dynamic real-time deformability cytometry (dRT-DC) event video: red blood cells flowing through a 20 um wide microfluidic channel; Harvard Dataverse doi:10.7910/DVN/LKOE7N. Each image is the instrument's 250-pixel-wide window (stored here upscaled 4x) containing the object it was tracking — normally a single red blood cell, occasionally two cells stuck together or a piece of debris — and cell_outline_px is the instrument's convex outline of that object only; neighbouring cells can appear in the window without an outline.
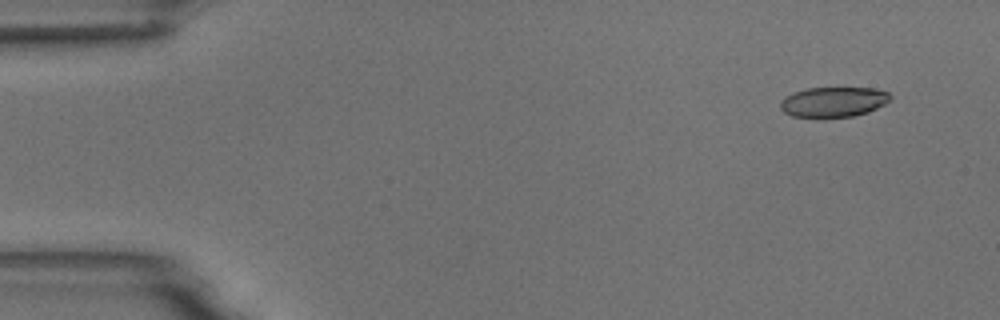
{"species": "common noctule bat (a hibernating species)", "species_latin": "Nyctalus noctula", "temperature_condition": "room temperature", "stored_images_in_passage": 4, "camera_frame_rate_fps": 3000, "um_per_image_px": 0.085, "animal": {"sex": "male", "body_mass_g": 18.8}, "frame": {"image": 1, "passage_image": 1, "time_ms": 0.0, "image_size_px": [1000, 320], "cell_outline_px": [[892, 96], [884, 104], [868, 112], [852, 116], [792, 116], [784, 112], [780, 108], [780, 100], [784, 96], [792, 92], [808, 88], [872, 88], [888, 92]], "centroid_in_image_um": [70.81, 8.64], "position_along_channel_um": 14.2, "area_um2": 19.02}}
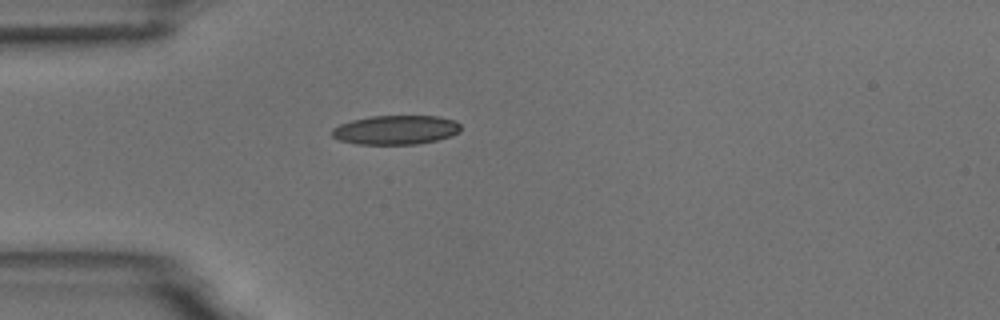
{"frame": {"image": 2, "passage_image": 4, "time_ms": 3.667, "image_size_px": [1000, 320], "cell_outline_px": [[460, 132], [452, 136], [436, 140], [416, 144], [356, 144], [340, 140], [332, 136], [332, 128], [340, 124], [352, 120], [368, 116], [440, 116], [456, 120], [460, 124]], "centroid_in_image_um": [33.66, 11.03], "position_along_channel_um": 51.3, "area_um2": 22.02}}